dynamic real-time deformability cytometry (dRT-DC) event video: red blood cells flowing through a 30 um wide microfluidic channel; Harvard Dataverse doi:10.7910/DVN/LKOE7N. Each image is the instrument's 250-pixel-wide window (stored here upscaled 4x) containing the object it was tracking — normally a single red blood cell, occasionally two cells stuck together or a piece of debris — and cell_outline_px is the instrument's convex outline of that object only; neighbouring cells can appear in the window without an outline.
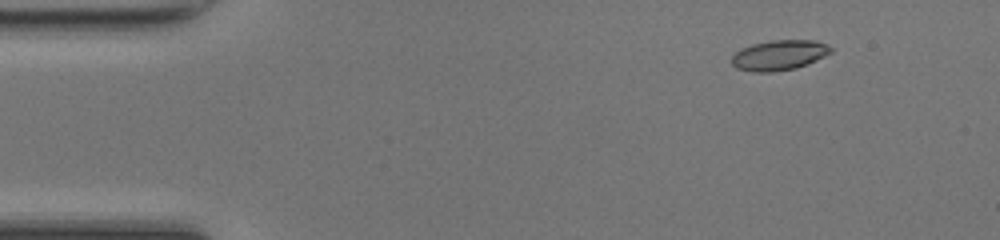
{"species": "common noctule bat (a hibernating species)", "species_latin": "Nyctalus noctula", "temperature_condition": "room temperature", "stored_images_in_passage": 49, "camera_frame_rate_fps": 3000, "um_per_image_px": 0.085, "animal": {"sex": "female", "body_mass_g": 17.0, "forearm_length_mm": 48.0}, "frame": {"image": 1, "passage_image": 6, "time_ms": 1.667, "image_size_px": [1000, 240], "cell_outline_px": [[832, 52], [816, 60], [796, 68], [772, 72], [752, 72], [736, 68], [732, 64], [732, 56], [736, 52], [752, 44], [772, 40], [816, 40], [828, 44], [832, 48]], "centroid_in_image_um": [66.25, 4.69], "position_along_channel_um": 18.8, "area_um2": 17.4}}
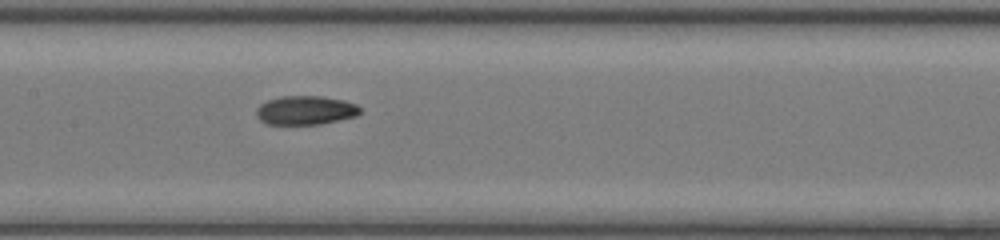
{"frame": {"image": 2, "passage_image": 24, "time_ms": 7.667, "image_size_px": [1000, 240], "cell_outline_px": [[360, 112], [356, 116], [320, 124], [268, 124], [260, 120], [256, 116], [256, 108], [260, 104], [268, 100], [280, 96], [320, 96], [344, 100], [356, 104], [360, 108]], "centroid_in_image_um": [25.95, 9.37], "position_along_channel_um": 181.5, "area_um2": 17.46}}
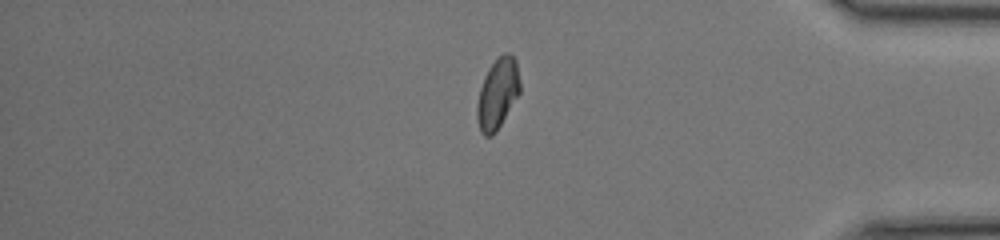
{"frame": {"image": 3, "passage_image": 41, "time_ms": 13.333, "image_size_px": [1000, 240], "cell_outline_px": [[520, 92], [496, 132], [492, 136], [484, 136], [480, 132], [476, 116], [476, 104], [480, 88], [484, 76], [488, 68], [504, 52], [508, 52], [516, 60], [520, 84]], "centroid_in_image_um": [42.27, 7.98], "position_along_channel_um": 392.9, "area_um2": 17.63}, "authors_computed_cell_mechanics": {"area_um2": 17.34, "velocity_mm_per_s": 4.262, "shape_relaxation_time_tau1_ms": 5.8306, "shape_relaxation_time_tau2_ms": 2.0996, "deformation_change_tau1": 0.1914, "deformation_change_tau2": 0.0602}}